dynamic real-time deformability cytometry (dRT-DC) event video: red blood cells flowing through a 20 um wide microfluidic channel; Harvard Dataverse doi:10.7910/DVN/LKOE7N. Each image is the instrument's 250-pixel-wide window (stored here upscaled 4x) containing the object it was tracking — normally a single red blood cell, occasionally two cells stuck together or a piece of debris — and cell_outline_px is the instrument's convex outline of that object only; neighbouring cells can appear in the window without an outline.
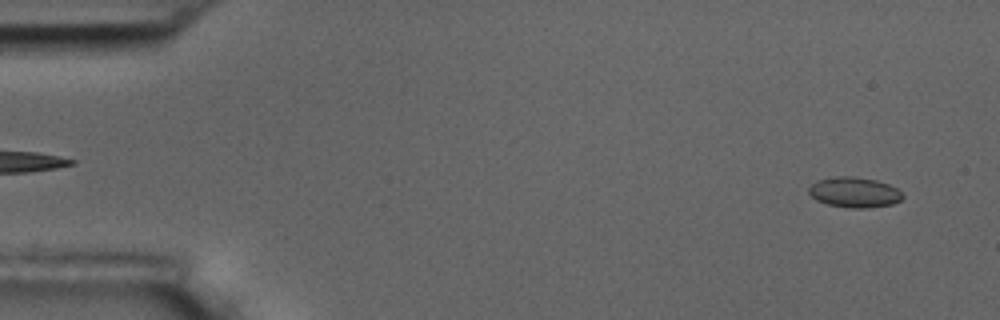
{"species": "common noctule bat (a hibernating species)", "species_latin": "Nyctalus noctula", "temperature_condition": "room temperature", "stored_images_in_passage": 5, "segment_of_instrument_passage": [2, 2], "camera_frame_rate_fps": 3000, "um_per_image_px": 0.085, "animal": {"sex": "male", "body_mass_g": 17.5, "forearm_length_mm": 52.3}, "frame": {"image": 1, "passage_image": 5, "time_ms": 5.667, "image_size_px": [1000, 320], "cell_outline_px": [[904, 196], [900, 200], [892, 204], [868, 208], [852, 208], [828, 204], [816, 200], [808, 192], [808, 188], [816, 180], [836, 176], [852, 176], [876, 180], [888, 184], [896, 188]], "centroid_in_image_um": [72.6, 16.34], "position_along_channel_um": 12.4, "area_um2": 16.53}}